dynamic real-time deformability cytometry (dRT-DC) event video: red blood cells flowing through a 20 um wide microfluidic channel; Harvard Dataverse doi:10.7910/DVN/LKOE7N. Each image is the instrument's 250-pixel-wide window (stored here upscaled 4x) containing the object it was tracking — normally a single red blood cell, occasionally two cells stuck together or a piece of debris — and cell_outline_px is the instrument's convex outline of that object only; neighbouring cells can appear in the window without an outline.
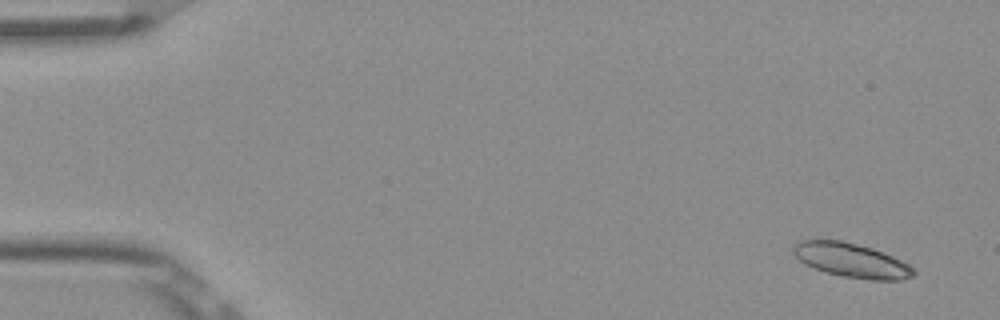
{"species": "Egyptian fruit bat (a non-hibernating species)", "species_latin": "Rousettus aegyptiacus", "temperature_condition": "room temperature", "stored_images_in_passage": 53, "camera_frame_rate_fps": 3000, "um_per_image_px": 0.085, "frame": {"image": 1, "passage_image": 3, "time_ms": 0.667, "image_size_px": [1000, 320], "cell_outline_px": [[916, 272], [912, 276], [900, 280], [872, 280], [844, 276], [824, 272], [804, 264], [792, 252], [792, 244], [796, 240], [816, 236], [840, 240], [872, 248], [892, 256], [908, 264]], "centroid_in_image_um": [72.24, 22.07], "position_along_channel_um": 12.8, "area_um2": 24.57}}
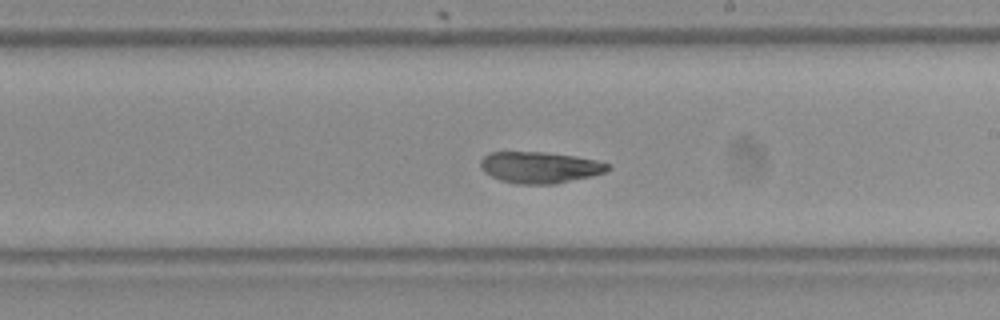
{"frame": {"image": 2, "passage_image": 31, "time_ms": 10.0, "image_size_px": [1000, 320], "cell_outline_px": [[612, 168], [604, 172], [592, 176], [556, 184], [516, 184], [500, 180], [484, 172], [480, 168], [480, 160], [488, 152], [540, 152], [576, 156], [596, 160], [612, 164]], "centroid_in_image_um": [45.89, 14.23], "position_along_channel_um": 243.1, "area_um2": 23.47}}
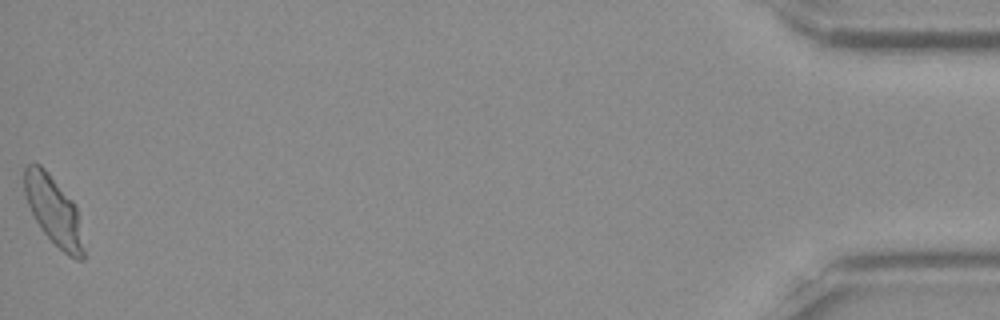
{"frame": {"image": 3, "passage_image": 53, "time_ms": 17.333, "image_size_px": [1000, 320], "cell_outline_px": [[84, 260], [76, 260], [68, 256], [40, 228], [28, 204], [24, 192], [24, 168], [28, 164], [40, 164], [48, 172], [76, 204], [84, 248]], "centroid_in_image_um": [4.57, 17.9], "position_along_channel_um": 430.6, "area_um2": 23.52}, "authors_computed_cell_mechanics": {"area_um2": 23.8136, "velocity_mm_per_s": 3.8555, "shape_relaxation_time_tau1_ms": 6.551, "shape_relaxation_time_tau2_ms": 1.2913, "deformation_change_tau1": 0.1923, "deformation_change_tau2": 0.0544}}